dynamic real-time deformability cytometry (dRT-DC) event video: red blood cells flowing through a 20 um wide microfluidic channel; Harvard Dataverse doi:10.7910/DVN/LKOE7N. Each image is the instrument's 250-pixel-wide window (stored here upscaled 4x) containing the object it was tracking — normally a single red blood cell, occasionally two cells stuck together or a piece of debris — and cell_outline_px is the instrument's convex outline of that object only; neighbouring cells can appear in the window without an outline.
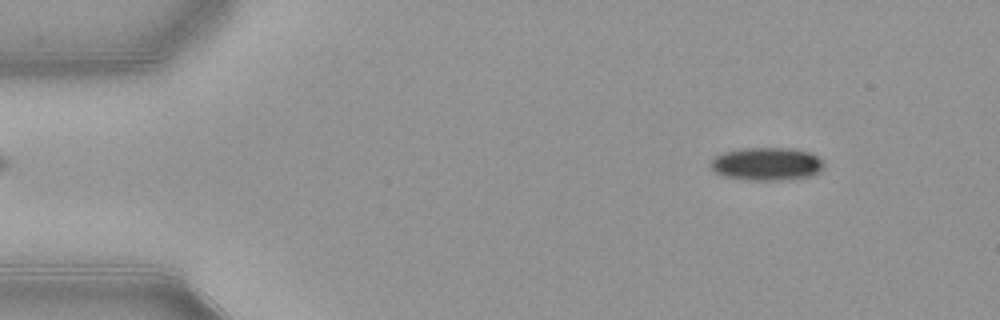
{"species": "common noctule bat (a hibernating species)", "species_latin": "Nyctalus noctula", "temperature_condition": "warm", "stored_images_in_passage": 50, "camera_frame_rate_fps": 3000, "um_per_image_px": 0.085, "animal": {"sex": "female", "body_mass_g": 21.9}, "frame": {"image": 1, "passage_image": 4, "time_ms": 1.0, "image_size_px": [1000, 320], "cell_outline_px": [[824, 168], [820, 172], [812, 176], [776, 180], [748, 180], [724, 176], [716, 172], [708, 164], [712, 156], [724, 152], [744, 148], [788, 148], [812, 152], [824, 164]], "centroid_in_image_um": [65.15, 13.93], "position_along_channel_um": 19.9, "area_um2": 21.91}}
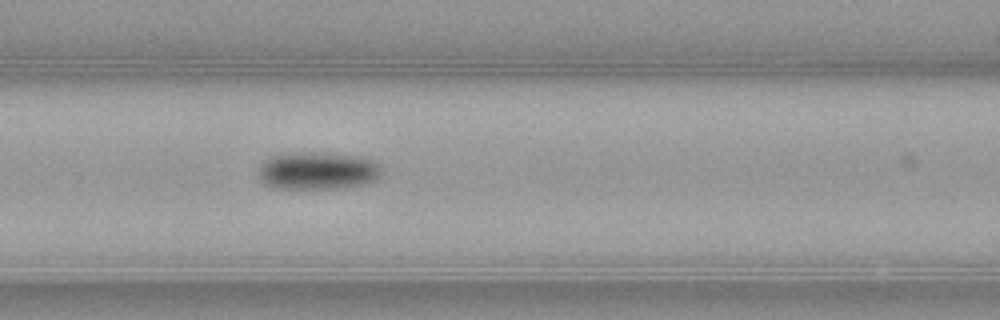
{"frame": {"image": 2, "passage_image": 20, "time_ms": 6.333, "image_size_px": [1000, 320], "cell_outline_px": [[380, 172], [372, 180], [360, 184], [336, 188], [272, 188], [264, 184], [260, 176], [260, 168], [264, 160], [272, 156], [288, 152], [312, 152], [360, 156], [372, 160], [380, 164]], "centroid_in_image_um": [26.94, 14.49], "position_along_channel_um": 139.7, "area_um2": 26.59}}
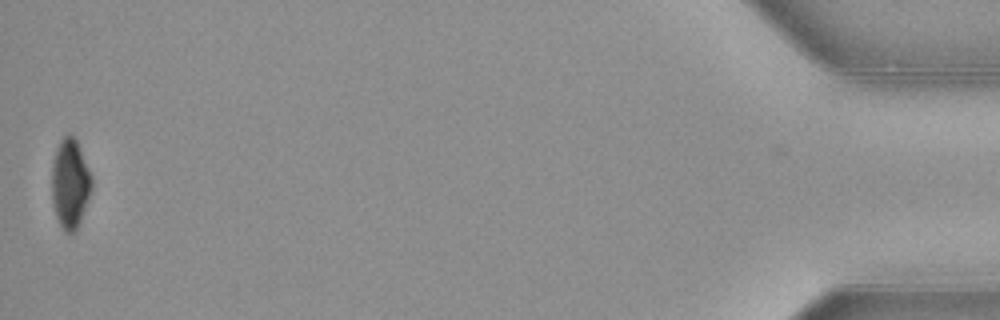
{"frame": {"image": 3, "passage_image": 50, "time_ms": 16.333, "image_size_px": [1000, 320], "cell_outline_px": [[92, 188], [80, 220], [72, 236], [64, 232], [56, 216], [52, 204], [52, 164], [56, 148], [60, 140], [68, 132], [76, 140], [92, 176]], "centroid_in_image_um": [5.94, 15.61], "position_along_channel_um": 429.3, "area_um2": 20.75}, "authors_computed_cell_mechanics": {"area_um2": 24.1026, "velocity_mm_per_s": 3.9064, "shape_relaxation_time_tau1_ms": 3.293, "shape_relaxation_time_tau2_ms": null, "deformation_change_tau1": 0.0969, "deformation_change_tau2": null}}